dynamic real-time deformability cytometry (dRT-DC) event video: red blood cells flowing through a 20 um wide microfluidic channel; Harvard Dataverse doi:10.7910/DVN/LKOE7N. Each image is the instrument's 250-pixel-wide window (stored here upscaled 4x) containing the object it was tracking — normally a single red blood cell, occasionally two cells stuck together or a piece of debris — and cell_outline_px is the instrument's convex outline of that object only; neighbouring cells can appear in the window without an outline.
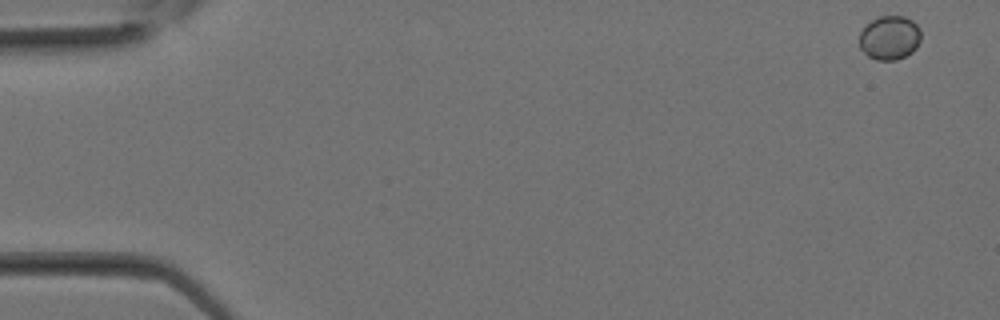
{"species": "Egyptian fruit bat (a non-hibernating species)", "species_latin": "Rousettus aegyptiacus", "temperature_condition": "room temperature", "stored_images_in_passage": 30, "camera_frame_rate_fps": 3000, "um_per_image_px": 0.085, "animal": {"sex": "female"}, "frame": {"image": 1, "passage_image": 1, "time_ms": 0.0, "image_size_px": [1000, 320], "cell_outline_px": [[920, 40], [916, 48], [912, 52], [896, 60], [876, 60], [868, 56], [860, 48], [860, 32], [872, 20], [880, 16], [904, 16], [912, 20], [920, 28]], "centroid_in_image_um": [75.63, 3.21], "position_along_channel_um": 9.4, "area_um2": 15.72}}
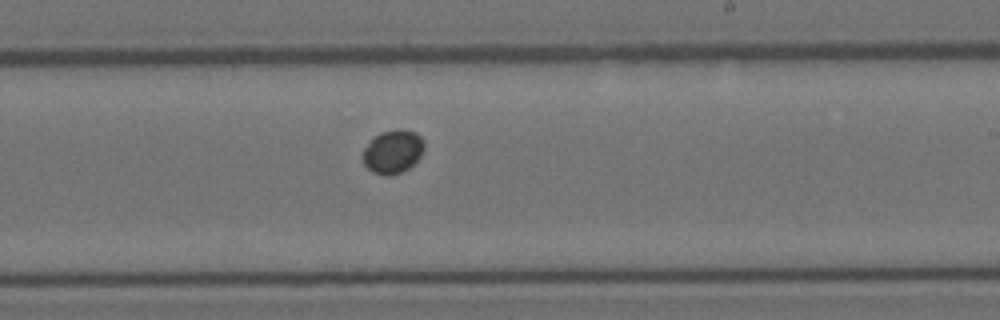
{"frame": {"image": 2, "passage_image": 18, "time_ms": 5.667, "image_size_px": [1000, 320], "cell_outline_px": [[424, 148], [420, 156], [408, 168], [400, 172], [388, 176], [384, 176], [372, 172], [364, 164], [364, 148], [380, 132], [400, 128], [416, 132], [424, 140]], "centroid_in_image_um": [33.41, 12.88], "position_along_channel_um": 255.6, "area_um2": 15.37}}
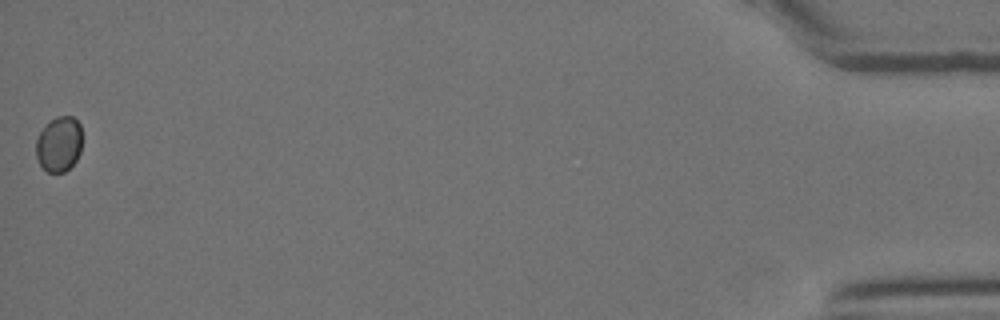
{"frame": {"image": 3, "passage_image": 30, "time_ms": 9.667, "image_size_px": [1000, 320], "cell_outline_px": [[80, 152], [76, 160], [64, 172], [48, 172], [40, 164], [36, 156], [36, 140], [40, 132], [56, 116], [72, 116], [80, 124]], "centroid_in_image_um": [5.01, 12.25], "position_along_channel_um": 430.2, "area_um2": 14.51}}